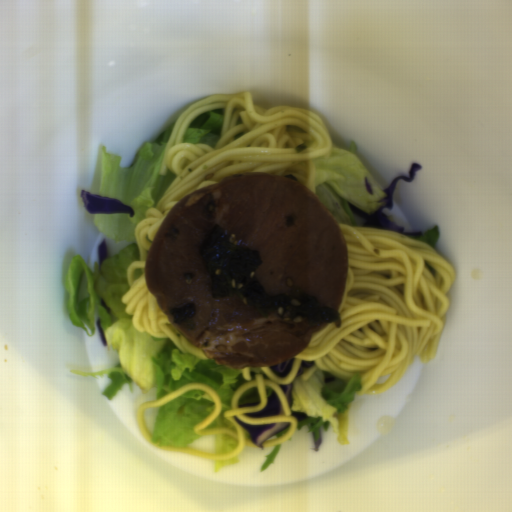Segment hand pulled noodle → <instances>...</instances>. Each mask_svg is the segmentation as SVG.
<instances>
[{"label":"hand pulled noodle","instance_id":"hand-pulled-noodle-1","mask_svg":"<svg viewBox=\"0 0 512 512\" xmlns=\"http://www.w3.org/2000/svg\"><path fill=\"white\" fill-rule=\"evenodd\" d=\"M347 244L348 271L343 299L337 308L341 327L335 323L314 331L306 348L292 356L289 373L280 378L267 367L241 368V384L231 401V409L223 416L236 432L225 427L204 429L221 414V397L207 384L193 382L183 385L160 399L145 401L136 414L143 437L156 449L191 454L215 461H226L239 455L244 447H258L249 433L235 420L246 425L287 423L289 427L266 440L262 448L285 443L295 433L298 422L292 417L291 405L280 386L291 385L301 361L314 366L299 377L308 380L316 371H326L349 381L360 375L358 395L385 393L397 384L418 358L422 364L436 359L451 301L447 295L455 280V271L432 246L398 232L354 226L337 222ZM257 388L261 401L256 406H238L240 394ZM204 390L215 402L211 415L195 426L203 437L185 447H159L150 442V434L159 406L189 390ZM278 395L285 415L249 418L259 412L272 391ZM224 433L238 440L230 453H213L214 435Z\"/></svg>","mask_w":512,"mask_h":512},{"label":"hand pulled noodle","instance_id":"hand-pulled-noodle-2","mask_svg":"<svg viewBox=\"0 0 512 512\" xmlns=\"http://www.w3.org/2000/svg\"><path fill=\"white\" fill-rule=\"evenodd\" d=\"M217 108L225 110L217 144L183 143L192 119ZM333 145L319 115L288 105L258 107L253 91L210 95L185 108L174 123L159 171L163 176L170 170L175 179L156 207L144 211L134 231L139 260L125 270L129 289L121 304L137 332L168 338L188 356L210 359L184 337L149 292L145 260L161 224L189 194L243 173H289L316 195L317 158L328 155Z\"/></svg>","mask_w":512,"mask_h":512}]
</instances>
